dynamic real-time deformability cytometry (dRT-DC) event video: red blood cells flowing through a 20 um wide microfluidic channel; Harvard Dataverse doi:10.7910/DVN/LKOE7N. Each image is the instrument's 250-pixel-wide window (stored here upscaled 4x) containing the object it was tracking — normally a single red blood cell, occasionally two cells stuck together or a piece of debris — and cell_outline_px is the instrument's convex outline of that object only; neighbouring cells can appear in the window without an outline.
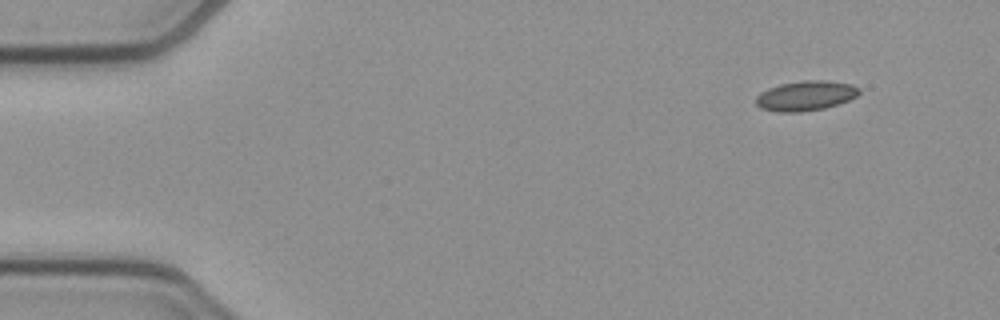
{"species": "common noctule bat (a hibernating species)", "species_latin": "Nyctalus noctula", "temperature_condition": "cold", "stored_images_in_passage": 49, "camera_frame_rate_fps": 3000, "um_per_image_px": 0.085, "animal": {"sex": "female", "body_mass_g": 21.9}, "frame": {"image": 1, "passage_image": 1, "time_ms": 0.0, "image_size_px": [1000, 320], "cell_outline_px": [[860, 92], [856, 96], [848, 100], [824, 108], [800, 112], [780, 112], [760, 108], [756, 104], [756, 96], [760, 92], [768, 88], [780, 84], [804, 80], [824, 80], [852, 84], [860, 88]], "centroid_in_image_um": [68.46, 8.13], "position_along_channel_um": 16.5, "area_um2": 17.92}}
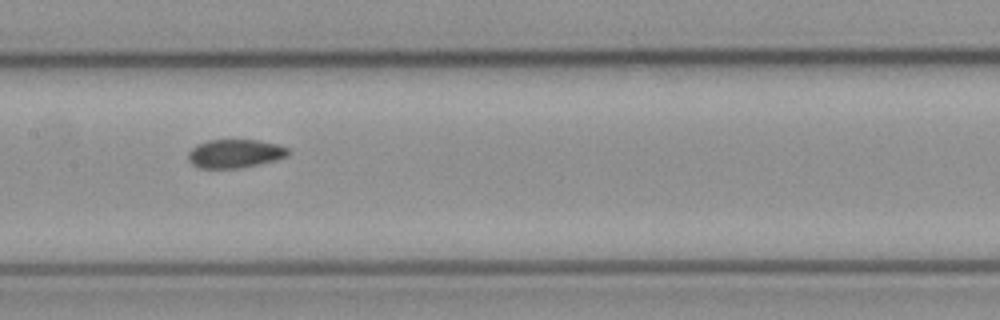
{"frame": {"image": 2, "passage_image": 22, "time_ms": 7.0, "image_size_px": [1000, 320], "cell_outline_px": [[292, 152], [288, 156], [276, 160], [260, 164], [240, 168], [200, 168], [192, 164], [188, 160], [188, 152], [196, 144], [208, 140], [260, 140], [276, 144], [288, 148]], "centroid_in_image_um": [19.99, 13.05], "position_along_channel_um": 187.4, "area_um2": 16.82}}
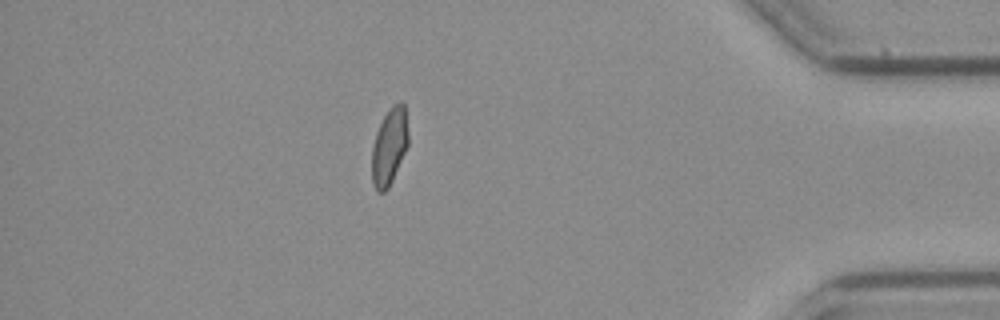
{"frame": {"image": 3, "passage_image": 42, "time_ms": 13.667, "image_size_px": [1000, 320], "cell_outline_px": [[408, 144], [392, 180], [388, 188], [384, 192], [376, 192], [372, 184], [372, 144], [376, 132], [388, 108], [392, 104], [400, 100], [404, 104], [408, 132]], "centroid_in_image_um": [33.08, 12.44], "position_along_channel_um": 402.1, "area_um2": 16.36}, "authors_computed_cell_mechanics": {"area_um2": 17.1088, "velocity_mm_per_s": 3.8841, "shape_relaxation_time_tau1_ms": null, "shape_relaxation_time_tau2_ms": 2.2673, "deformation_change_tau1": null, "deformation_change_tau2": 0.0415}}